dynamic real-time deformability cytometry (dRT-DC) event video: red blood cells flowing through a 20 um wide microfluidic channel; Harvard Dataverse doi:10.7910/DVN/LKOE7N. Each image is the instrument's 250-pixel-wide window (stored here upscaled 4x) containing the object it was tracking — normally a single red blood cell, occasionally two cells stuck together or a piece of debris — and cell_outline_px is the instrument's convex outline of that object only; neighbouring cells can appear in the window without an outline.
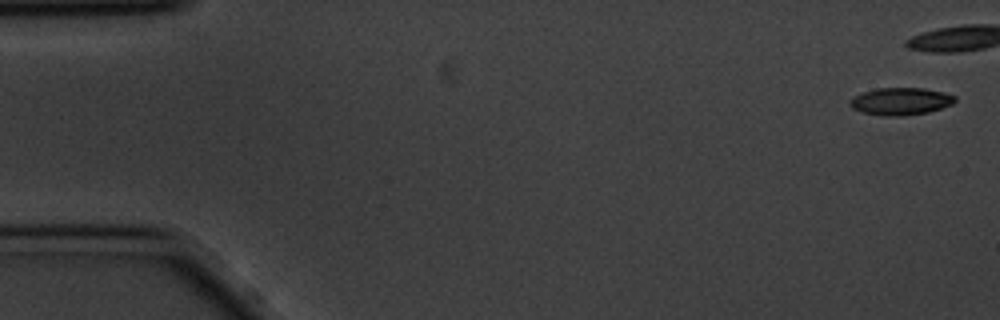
{"species": "common noctule bat (a hibernating species)", "species_latin": "Nyctalus noctula", "temperature_condition": "cold", "stored_images_in_passage": 44, "camera_frame_rate_fps": 3000, "um_per_image_px": 0.085, "animal": {"sex": "male", "body_mass_g": 20.1, "forearm_length_mm": 53.5}, "frame": {"image": 1, "passage_image": 1, "time_ms": 0.0, "image_size_px": [1000, 320], "cell_outline_px": [[956, 100], [952, 104], [928, 112], [900, 116], [884, 116], [864, 112], [852, 108], [848, 104], [848, 100], [864, 92], [876, 88], [924, 88], [956, 96]], "centroid_in_image_um": [76.53, 8.61], "position_along_channel_um": 8.5, "area_um2": 16.53}}
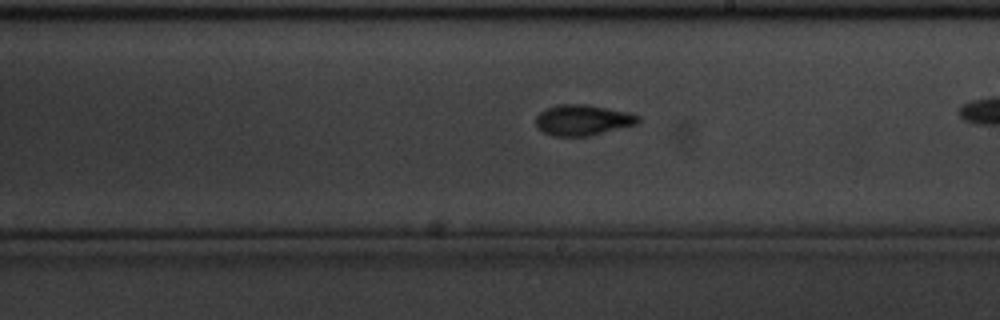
{"frame": {"image": 2, "passage_image": 32, "time_ms": 10.333, "image_size_px": [1000, 320], "cell_outline_px": [[640, 124], [588, 136], [552, 136], [536, 128], [536, 116], [544, 108], [556, 104], [584, 104], [628, 112], [640, 116]], "centroid_in_image_um": [49.52, 10.21], "position_along_channel_um": 239.5, "area_um2": 18.55}}
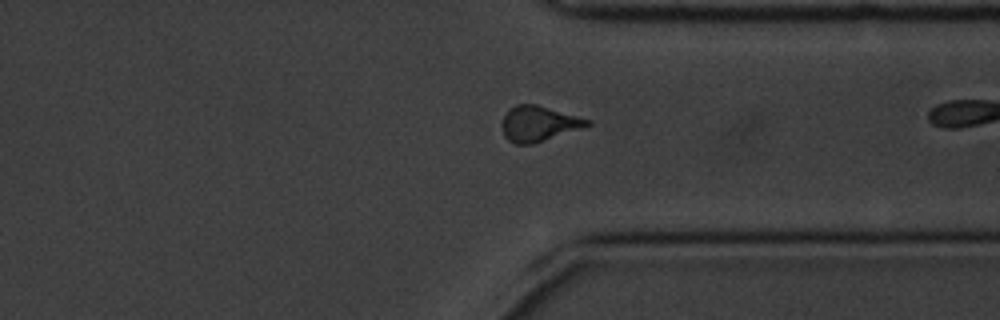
{"frame": {"image": 3, "passage_image": 43, "time_ms": 14.0, "image_size_px": [1000, 320], "cell_outline_px": [[592, 124], [532, 144], [516, 144], [508, 140], [504, 136], [500, 124], [508, 108], [516, 104], [536, 104], [592, 120]], "centroid_in_image_um": [45.74, 10.5], "position_along_channel_um": 365.7, "area_um2": 17.51}}